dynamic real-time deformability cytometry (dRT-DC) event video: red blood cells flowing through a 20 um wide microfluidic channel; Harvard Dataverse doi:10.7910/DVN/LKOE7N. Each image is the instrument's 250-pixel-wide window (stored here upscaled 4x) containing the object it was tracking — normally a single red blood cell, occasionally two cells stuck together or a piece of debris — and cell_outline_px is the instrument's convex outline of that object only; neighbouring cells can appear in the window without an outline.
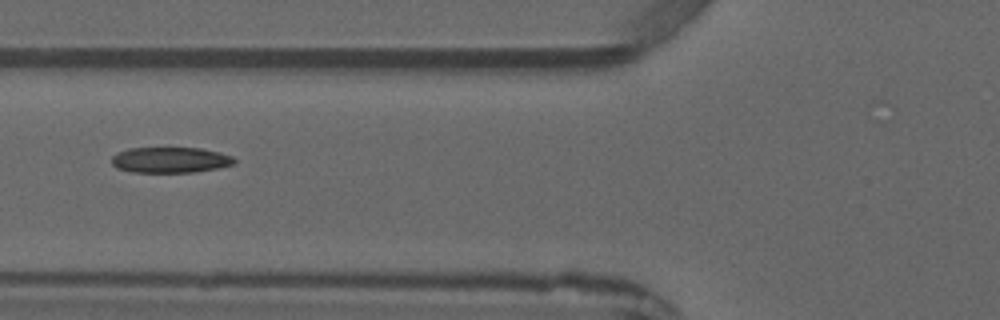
{"species": "common noctule bat (a hibernating species)", "species_latin": "Nyctalus noctula", "temperature_condition": "warm", "stored_images_in_passage": 3, "camera_frame_rate_fps": 3000, "um_per_image_px": 0.085, "animal": {"sex": "male", "forearm_length_mm": 52.5}, "frame": {"image": 1, "passage_image": 3, "time_ms": 2.333, "image_size_px": [1000, 320], "cell_outline_px": [[236, 164], [216, 168], [192, 172], [132, 172], [116, 168], [112, 164], [112, 156], [116, 152], [128, 148], [200, 148], [220, 152], [232, 156], [236, 160]], "centroid_in_image_um": [14.46, 13.59], "position_along_channel_um": 111.3, "area_um2": 18.44}}